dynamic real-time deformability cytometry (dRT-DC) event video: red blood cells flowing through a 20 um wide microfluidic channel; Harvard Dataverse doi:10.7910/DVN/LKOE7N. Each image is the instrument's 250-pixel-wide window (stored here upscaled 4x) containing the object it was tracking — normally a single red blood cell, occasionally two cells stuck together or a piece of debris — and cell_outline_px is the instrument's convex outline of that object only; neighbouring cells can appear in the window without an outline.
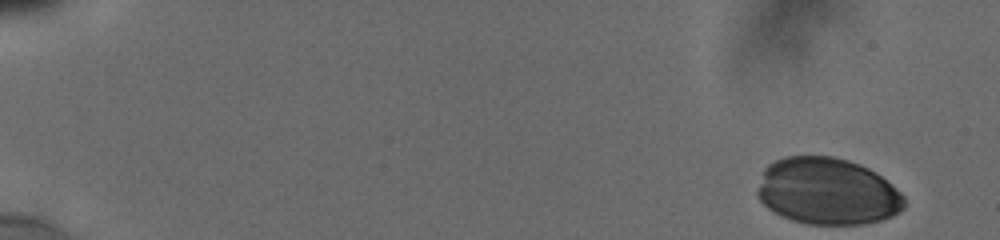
{"species": "human", "species_latin": "Homo sapiens", "temperature_condition": "cold", "stored_images_in_passage": 65, "camera_frame_rate_fps": 3000, "um_per_image_px": 0.085, "donor": {"sex": "male"}, "frame": {"image": 1, "passage_image": 1, "time_ms": 0.0, "image_size_px": [1000, 240], "cell_outline_px": [[904, 208], [892, 216], [880, 220], [864, 224], [808, 224], [792, 220], [768, 208], [756, 196], [756, 188], [764, 168], [768, 164], [776, 160], [788, 156], [832, 156], [848, 160], [860, 164], [876, 172], [892, 184], [904, 196]], "centroid_in_image_um": [70.32, 16.25], "position_along_channel_um": 14.7, "area_um2": 57.34}}
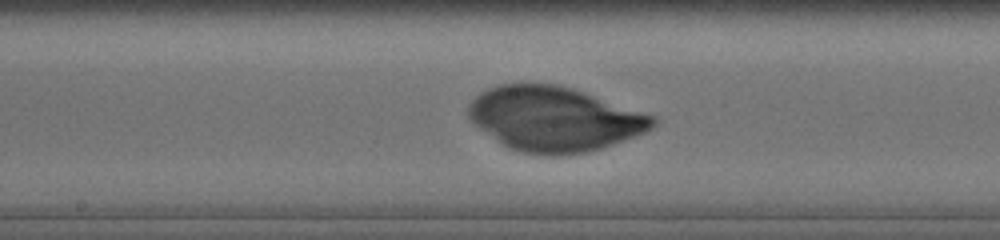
{"frame": {"image": 2, "passage_image": 44, "time_ms": 9.333, "image_size_px": [1000, 240], "cell_outline_px": [[656, 124], [652, 128], [644, 132], [612, 144], [600, 148], [584, 152], [556, 156], [548, 156], [524, 152], [508, 148], [480, 128], [468, 116], [468, 104], [480, 92], [488, 88], [500, 84], [528, 80], [556, 84], [572, 88], [656, 116]], "centroid_in_image_um": [47.08, 10.07], "position_along_channel_um": 201.1, "area_um2": 69.59}}
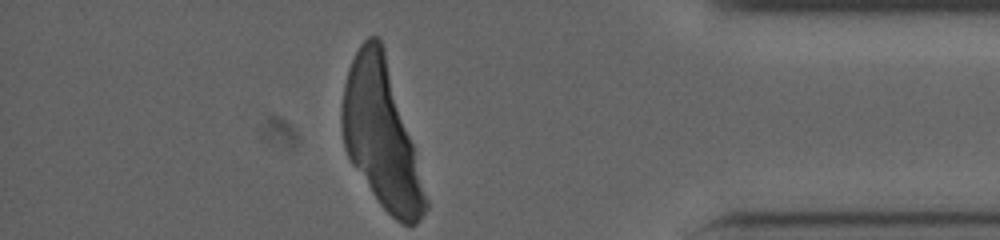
{"frame": {"image": 3, "passage_image": 65, "time_ms": 15.333, "image_size_px": [1000, 240], "cell_outline_px": [[428, 208], [416, 224], [404, 224], [396, 220], [380, 204], [352, 164], [344, 148], [340, 124], [340, 112], [344, 84], [348, 68], [360, 44], [368, 36], [376, 36], [380, 40], [384, 52], [412, 144], [428, 200]], "centroid_in_image_um": [32.35, 11.5], "position_along_channel_um": 402.8, "area_um2": 69.24}}